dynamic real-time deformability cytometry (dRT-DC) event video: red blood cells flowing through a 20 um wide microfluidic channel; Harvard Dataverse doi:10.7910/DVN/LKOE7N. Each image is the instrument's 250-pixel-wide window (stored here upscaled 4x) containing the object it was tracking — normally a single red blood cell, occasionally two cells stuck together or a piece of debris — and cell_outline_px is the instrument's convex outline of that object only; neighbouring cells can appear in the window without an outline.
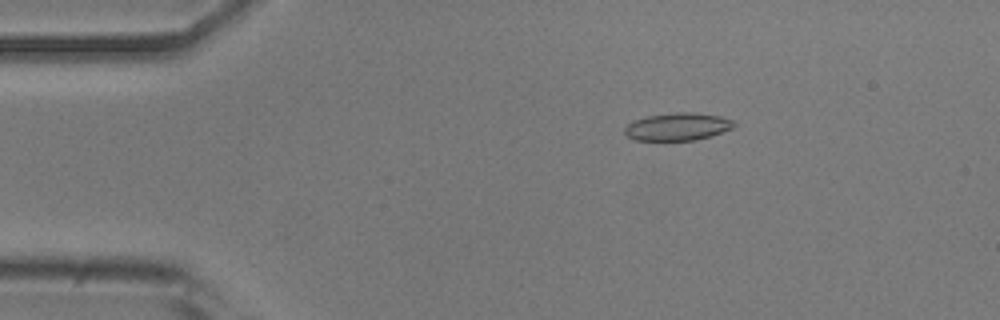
{"species": "common noctule bat (a hibernating species)", "species_latin": "Nyctalus noctula", "temperature_condition": "room temperature", "stored_images_in_passage": 52, "camera_frame_rate_fps": 3000, "um_per_image_px": 0.085, "animal": {"sex": "male", "body_mass_g": 20.5, "forearm_length_mm": 52.5}, "frame": {"image": 1, "passage_image": 9, "time_ms": 2.667, "image_size_px": [1000, 320], "cell_outline_px": [[736, 124], [732, 128], [696, 140], [636, 140], [628, 136], [624, 132], [624, 128], [628, 124], [636, 120], [648, 116], [676, 112], [692, 112], [720, 116], [732, 120]], "centroid_in_image_um": [57.59, 10.76], "position_along_channel_um": 27.4, "area_um2": 17.28}}
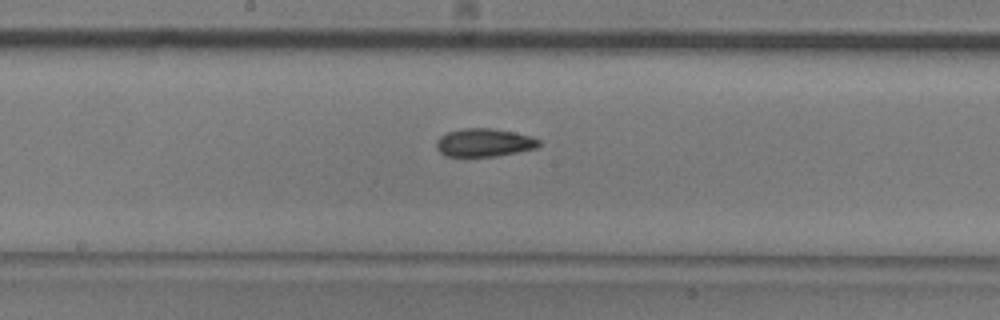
{"frame": {"image": 2, "passage_image": 27, "time_ms": 8.667, "image_size_px": [1000, 320], "cell_outline_px": [[540, 144], [536, 148], [496, 156], [444, 156], [436, 148], [436, 140], [440, 136], [448, 132], [464, 128], [492, 128], [532, 136], [540, 140]], "centroid_in_image_um": [41.13, 12.12], "position_along_channel_um": 207.1, "area_um2": 16.76}}
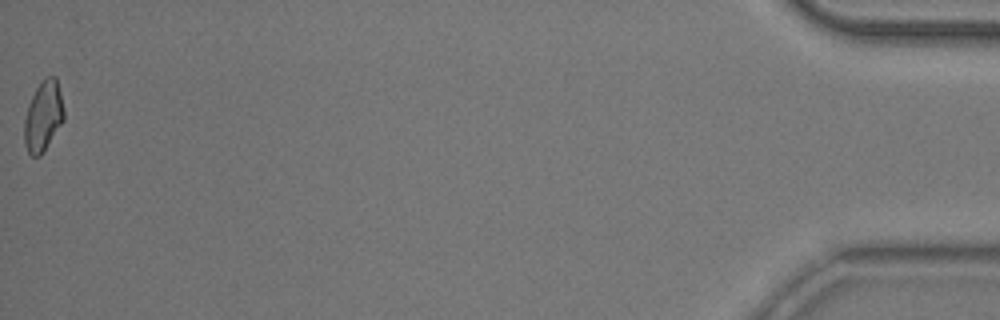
{"frame": {"image": 3, "passage_image": 52, "time_ms": 17.0, "image_size_px": [1000, 320], "cell_outline_px": [[64, 120], [40, 156], [32, 156], [28, 152], [24, 144], [24, 120], [28, 104], [36, 88], [44, 76], [56, 76], [64, 108]], "centroid_in_image_um": [3.67, 9.85], "position_along_channel_um": 431.5, "area_um2": 16.24}, "authors_computed_cell_mechanics": {"area_um2": 16.8487, "velocity_mm_per_s": 3.9035, "shape_relaxation_time_tau1_ms": null, "shape_relaxation_time_tau2_ms": 6.8962, "deformation_change_tau1": null, "deformation_change_tau2": 0.1386}}